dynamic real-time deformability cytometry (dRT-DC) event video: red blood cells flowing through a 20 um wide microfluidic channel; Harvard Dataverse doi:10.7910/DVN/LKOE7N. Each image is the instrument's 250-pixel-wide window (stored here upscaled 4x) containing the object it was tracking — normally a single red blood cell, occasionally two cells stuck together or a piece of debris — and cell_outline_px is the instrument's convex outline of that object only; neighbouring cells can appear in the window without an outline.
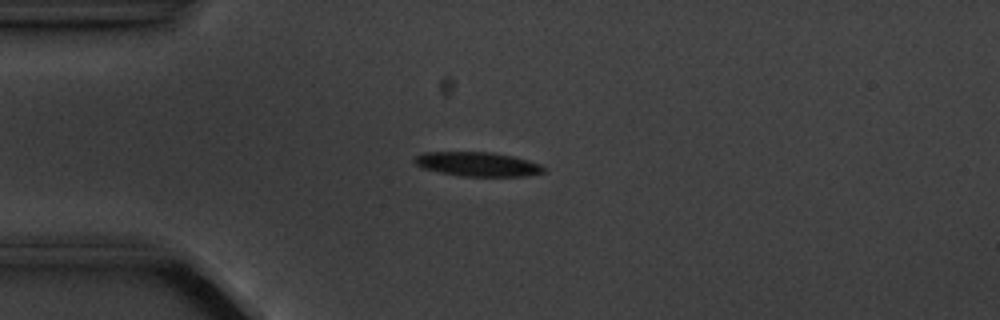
{"species": "common noctule bat (a hibernating species)", "species_latin": "Nyctalus noctula", "temperature_condition": "cold", "stored_images_in_passage": 8, "camera_frame_rate_fps": 3000, "um_per_image_px": 0.085, "animal": {"sex": "male", "body_mass_g": 20.1, "forearm_length_mm": 53.5}, "frame": {"image": 1, "passage_image": 4, "time_ms": 3.667, "image_size_px": [1000, 320], "cell_outline_px": [[544, 172], [524, 176], [460, 176], [440, 172], [424, 168], [416, 164], [412, 160], [416, 156], [424, 152], [492, 152], [512, 156], [528, 160], [540, 164], [544, 168]], "centroid_in_image_um": [40.58, 13.95], "position_along_channel_um": 44.4, "area_um2": 18.09}}
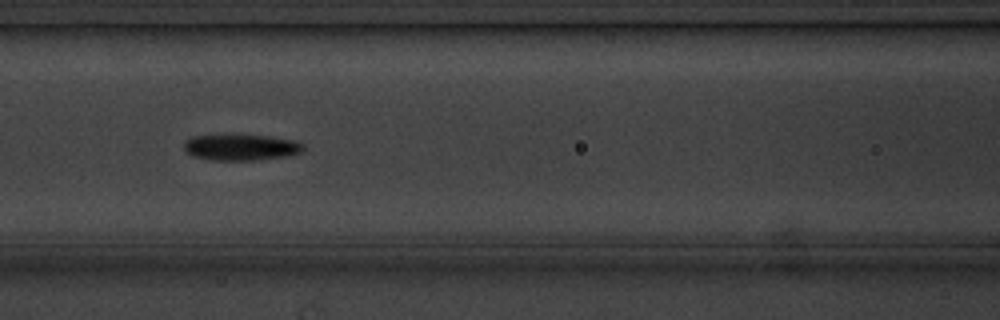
{"frame": {"image": 2, "passage_image": 7, "time_ms": 7.0, "image_size_px": [1000, 320], "cell_outline_px": [[304, 152], [288, 156], [252, 160], [212, 160], [192, 156], [184, 152], [184, 140], [192, 136], [224, 132], [268, 136], [296, 140], [304, 144]], "centroid_in_image_um": [20.44, 12.47], "position_along_channel_um": 146.2, "area_um2": 19.19}}